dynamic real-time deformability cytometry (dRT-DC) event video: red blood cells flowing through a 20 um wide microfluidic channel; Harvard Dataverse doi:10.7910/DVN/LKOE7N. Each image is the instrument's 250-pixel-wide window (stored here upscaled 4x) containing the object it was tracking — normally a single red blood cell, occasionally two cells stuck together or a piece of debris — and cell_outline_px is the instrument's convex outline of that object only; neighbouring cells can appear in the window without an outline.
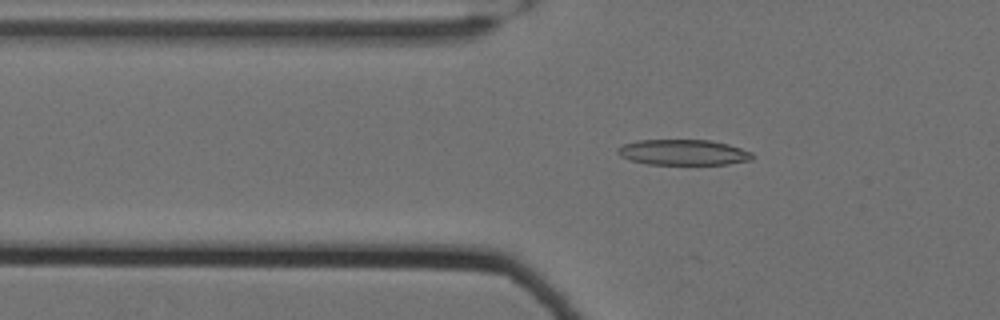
{"species": "Egyptian fruit bat (a non-hibernating species)", "species_latin": "Rousettus aegyptiacus", "temperature_condition": "cold", "stored_images_in_passage": 29, "camera_frame_rate_fps": 3000, "um_per_image_px": 0.085, "animal": {"sex": "female"}, "frame": {"image": 1, "passage_image": 23, "time_ms": 7.333, "image_size_px": [1000, 320], "cell_outline_px": [[752, 160], [728, 164], [648, 164], [632, 160], [620, 156], [616, 152], [616, 148], [624, 144], [636, 140], [712, 140], [728, 144], [752, 152]], "centroid_in_image_um": [58.06, 12.94], "position_along_channel_um": 67.7, "area_um2": 20.06}}
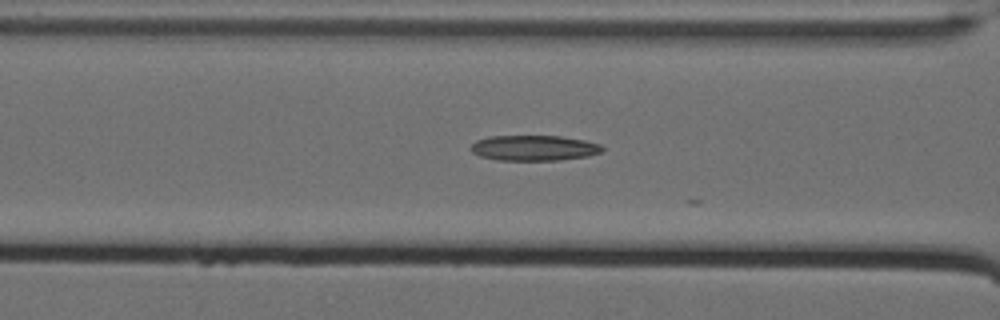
{"frame": {"image": 2, "passage_image": 28, "time_ms": 9.0, "image_size_px": [1000, 320], "cell_outline_px": [[604, 152], [588, 156], [560, 160], [496, 160], [480, 156], [472, 152], [468, 148], [476, 140], [488, 136], [560, 136], [584, 140], [600, 144], [604, 148]], "centroid_in_image_um": [45.38, 12.58], "position_along_channel_um": 121.2, "area_um2": 19.65}}